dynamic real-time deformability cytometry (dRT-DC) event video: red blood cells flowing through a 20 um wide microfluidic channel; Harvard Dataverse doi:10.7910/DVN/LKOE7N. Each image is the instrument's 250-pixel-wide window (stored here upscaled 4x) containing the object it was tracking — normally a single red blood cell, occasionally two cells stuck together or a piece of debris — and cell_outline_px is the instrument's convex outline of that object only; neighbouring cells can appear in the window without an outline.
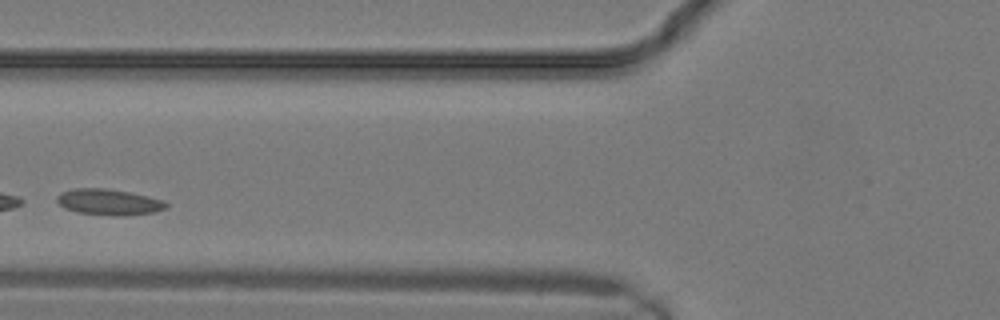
{"species": "common noctule bat (a hibernating species)", "species_latin": "Nyctalus noctula", "temperature_condition": "warm", "stored_images_in_passage": 14, "camera_frame_rate_fps": 3000, "um_per_image_px": 0.085, "animal": {"sex": "male", "body_mass_g": 19.2, "forearm_length_mm": 51.8}, "frame": {"image": 1, "passage_image": 5, "time_ms": 1.333, "image_size_px": [1000, 320], "cell_outline_px": [[168, 208], [152, 212], [124, 216], [112, 216], [76, 212], [64, 208], [56, 200], [56, 196], [60, 192], [76, 188], [104, 188], [128, 192], [148, 196], [164, 200], [168, 204]], "centroid_in_image_um": [9.24, 17.18], "position_along_channel_um": 116.6, "area_um2": 16.65}}
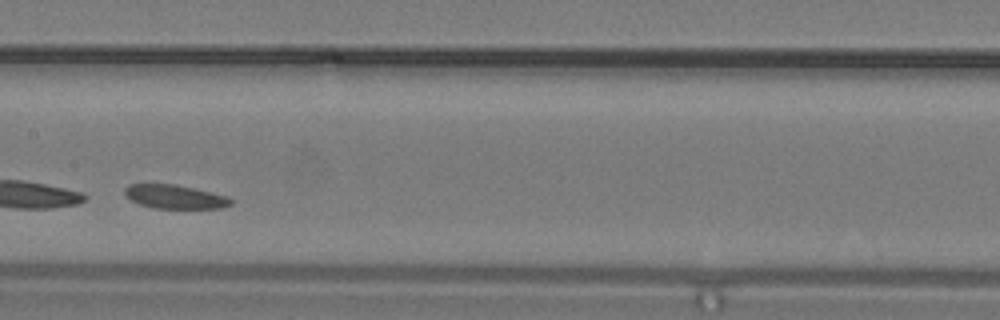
{"frame": {"image": 2, "passage_image": 8, "time_ms": 2.333, "image_size_px": [1000, 320], "cell_outline_px": [[232, 204], [224, 208], [152, 208], [140, 204], [124, 196], [124, 188], [128, 184], [176, 184], [228, 196], [232, 200]], "centroid_in_image_um": [14.85, 16.72], "position_along_channel_um": 192.5, "area_um2": 14.8}}
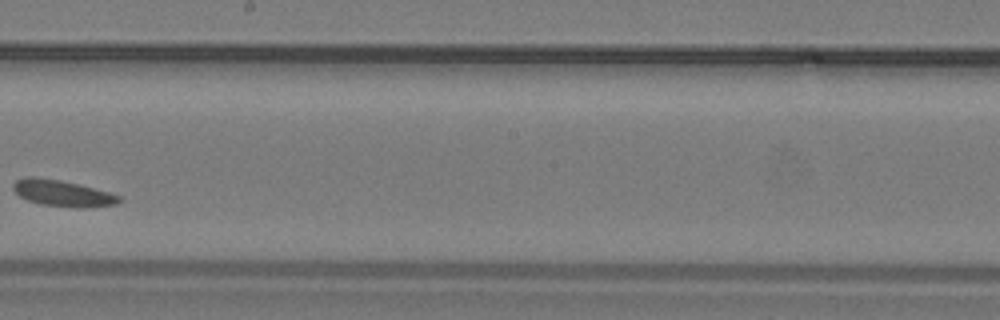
{"frame": {"image": 3, "passage_image": 10, "time_ms": 3.0, "image_size_px": [1000, 320], "cell_outline_px": [[120, 200], [116, 204], [84, 208], [76, 208], [40, 204], [28, 200], [20, 196], [12, 188], [12, 184], [16, 180], [24, 176], [36, 176], [60, 180], [80, 184], [108, 192], [120, 196]], "centroid_in_image_um": [5.28, 16.41], "position_along_channel_um": 242.9, "area_um2": 16.3}}